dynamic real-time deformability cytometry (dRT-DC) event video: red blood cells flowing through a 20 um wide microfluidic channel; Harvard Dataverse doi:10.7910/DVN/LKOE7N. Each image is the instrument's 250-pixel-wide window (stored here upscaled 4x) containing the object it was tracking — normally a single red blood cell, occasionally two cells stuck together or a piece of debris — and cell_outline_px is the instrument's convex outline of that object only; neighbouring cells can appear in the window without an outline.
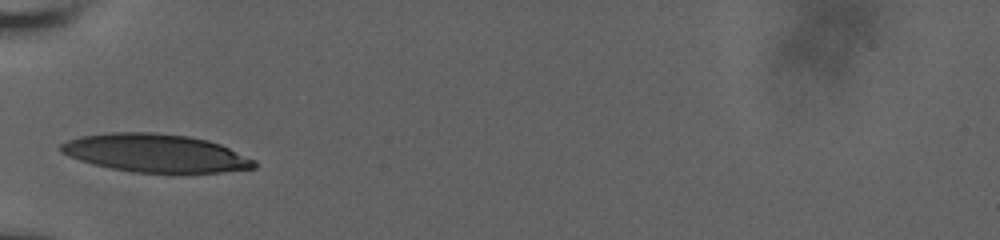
{"species": "human", "species_latin": "Homo sapiens", "temperature_condition": "room temperature", "stored_images_in_passage": 28, "camera_frame_rate_fps": 3000, "um_per_image_px": 0.085, "donor": {"sex": "male"}, "frame": {"image": 1, "passage_image": 1, "time_ms": 0.0, "image_size_px": [1000, 240], "cell_outline_px": [[256, 168], [224, 172], [132, 172], [92, 164], [80, 160], [60, 152], [60, 144], [68, 140], [80, 136], [112, 132], [152, 132], [188, 136], [208, 140], [220, 144], [256, 160]], "centroid_in_image_um": [13.22, 13.01], "position_along_channel_um": 71.8, "area_um2": 42.83}}
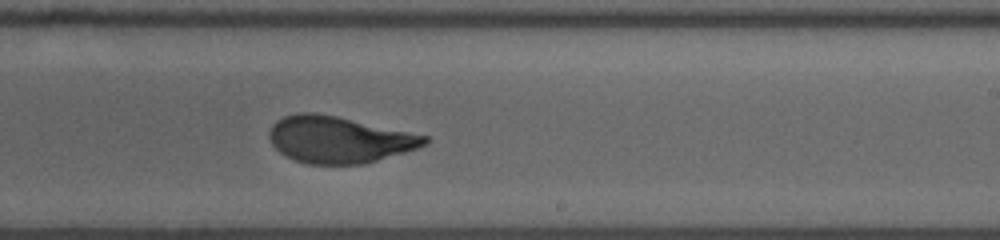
{"frame": {"image": 2, "passage_image": 16, "time_ms": 5.0, "image_size_px": [1000, 240], "cell_outline_px": [[428, 144], [404, 152], [364, 164], [308, 164], [296, 160], [280, 152], [272, 144], [268, 136], [268, 132], [272, 124], [276, 120], [284, 116], [300, 112], [316, 112], [336, 116], [428, 136]], "centroid_in_image_um": [28.78, 11.86], "position_along_channel_um": 260.2, "area_um2": 41.96}}
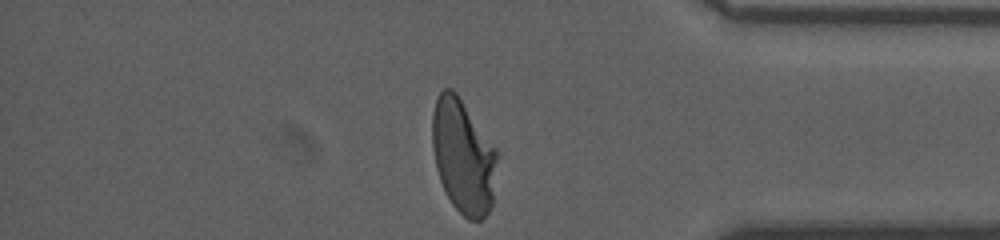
{"frame": {"image": 3, "passage_image": 28, "time_ms": 9.0, "image_size_px": [1000, 240], "cell_outline_px": [[500, 152], [492, 204], [488, 212], [480, 220], [468, 220], [452, 204], [440, 180], [436, 168], [432, 148], [432, 112], [436, 100], [440, 92], [444, 88], [452, 88], [456, 92]], "centroid_in_image_um": [39.4, 13.28], "position_along_channel_um": 395.8, "area_um2": 43.7}, "authors_computed_cell_mechanics": {"area_um2": 42.7431, "velocity_mm_per_s": 3.8167, "shape_relaxation_time_tau1_ms": 5.3561, "shape_relaxation_time_tau2_ms": null, "deformation_change_tau1": 0.2212, "deformation_change_tau2": null}}